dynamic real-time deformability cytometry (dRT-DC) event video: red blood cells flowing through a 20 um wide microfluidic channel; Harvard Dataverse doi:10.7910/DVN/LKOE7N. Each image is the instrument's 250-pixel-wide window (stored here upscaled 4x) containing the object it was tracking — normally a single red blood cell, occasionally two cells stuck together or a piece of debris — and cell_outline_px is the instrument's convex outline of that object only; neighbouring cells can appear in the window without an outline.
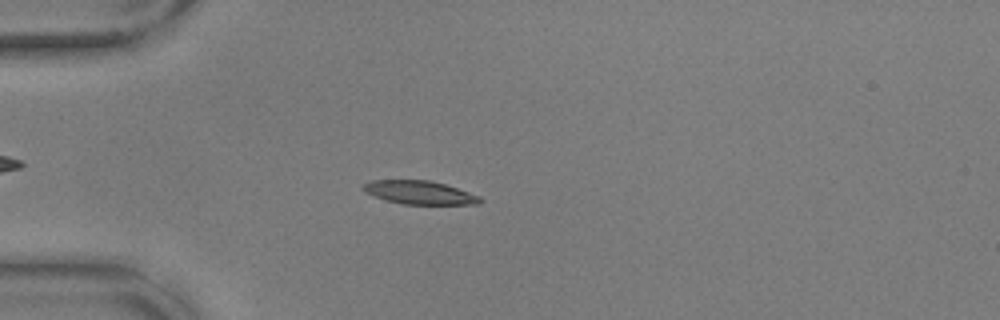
{"species": "common noctule bat (a hibernating species)", "species_latin": "Nyctalus noctula", "temperature_condition": "warm", "stored_images_in_passage": 46, "camera_frame_rate_fps": 3000, "um_per_image_px": 0.085, "animal": {"sex": "male", "body_mass_g": 17.9, "forearm_length_mm": 54.2}, "frame": {"image": 1, "passage_image": 6, "time_ms": 1.667, "image_size_px": [1000, 320], "cell_outline_px": [[480, 204], [400, 204], [384, 200], [364, 192], [360, 188], [360, 184], [372, 180], [428, 180], [444, 184], [480, 196]], "centroid_in_image_um": [35.55, 16.36], "position_along_channel_um": 49.4, "area_um2": 16.01}}
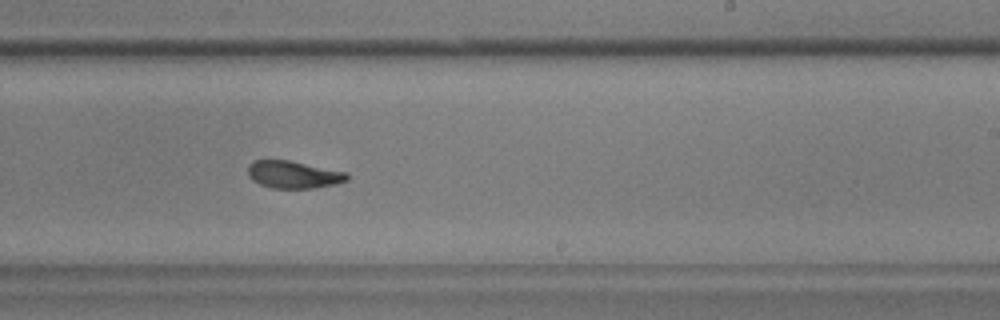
{"frame": {"image": 2, "passage_image": 25, "time_ms": 8.0, "image_size_px": [1000, 320], "cell_outline_px": [[348, 180], [336, 184], [316, 188], [272, 188], [260, 184], [252, 180], [248, 176], [248, 164], [252, 160], [288, 160], [348, 172]], "centroid_in_image_um": [24.94, 14.84], "position_along_channel_um": 264.1, "area_um2": 15.95}}
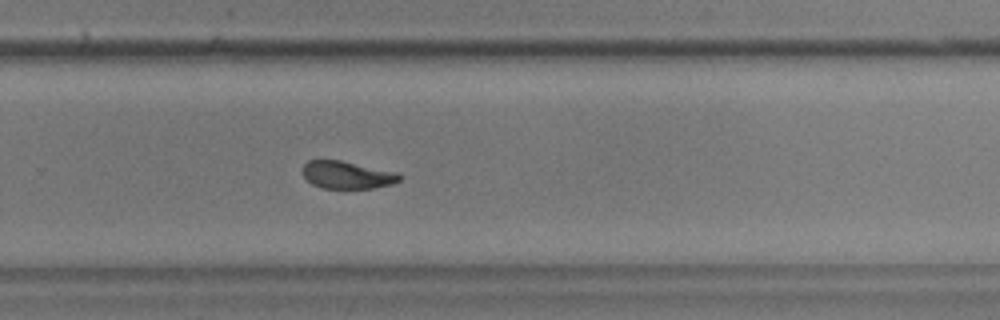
{"frame": {"image": 3, "passage_image": 28, "time_ms": 9.0, "image_size_px": [1000, 320], "cell_outline_px": [[404, 176], [400, 180], [392, 184], [372, 188], [320, 188], [312, 184], [304, 176], [304, 164], [308, 160], [340, 160], [400, 172]], "centroid_in_image_um": [29.57, 14.86], "position_along_channel_um": 300.2, "area_um2": 15.66}, "authors_computed_cell_mechanics": {"area_um2": 16.3574, "velocity_mm_per_s": 3.6443, "shape_relaxation_time_tau1_ms": 6.7082, "shape_relaxation_time_tau2_ms": 2.2, "deformation_change_tau1": 0.1924, "deformation_change_tau2": 0.0745}}